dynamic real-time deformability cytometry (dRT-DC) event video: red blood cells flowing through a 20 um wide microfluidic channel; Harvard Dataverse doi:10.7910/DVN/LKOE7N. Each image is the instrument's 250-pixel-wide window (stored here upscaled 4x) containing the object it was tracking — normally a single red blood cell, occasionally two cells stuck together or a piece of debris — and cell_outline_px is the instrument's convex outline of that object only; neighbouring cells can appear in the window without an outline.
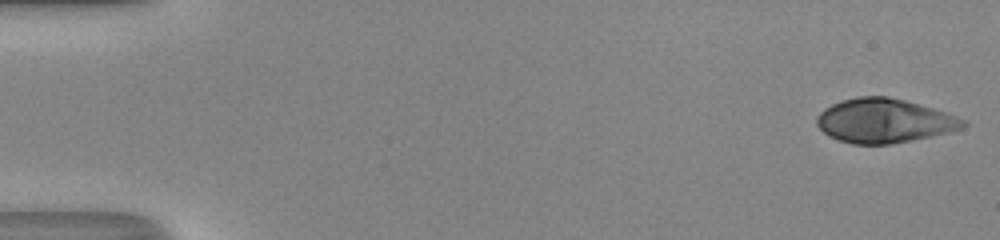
{"species": "human", "species_latin": "Homo sapiens", "temperature_condition": "room temperature", "stored_images_in_passage": 42, "camera_frame_rate_fps": 3000, "um_per_image_px": 0.085, "donor": {"sex": "male"}, "frame": {"image": 1, "passage_image": 1, "time_ms": 0.0, "image_size_px": [1000, 240], "cell_outline_px": [[968, 124], [964, 128], [932, 136], [892, 144], [852, 144], [828, 136], [816, 124], [816, 116], [824, 108], [840, 100], [856, 96], [888, 96], [904, 100], [932, 108], [944, 112], [964, 120]], "centroid_in_image_um": [75.12, 10.26], "position_along_channel_um": 9.9, "area_um2": 37.57}}
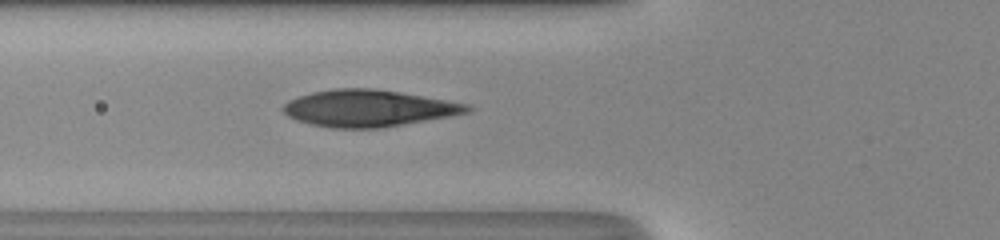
{"frame": {"image": 2, "passage_image": 19, "time_ms": 6.0, "image_size_px": [1000, 240], "cell_outline_px": [[472, 112], [452, 116], [384, 128], [332, 128], [312, 124], [296, 120], [288, 116], [280, 108], [288, 100], [296, 96], [312, 92], [332, 88], [376, 88], [472, 104]], "centroid_in_image_um": [31.35, 9.2], "position_along_channel_um": 94.4, "area_um2": 40.0}}
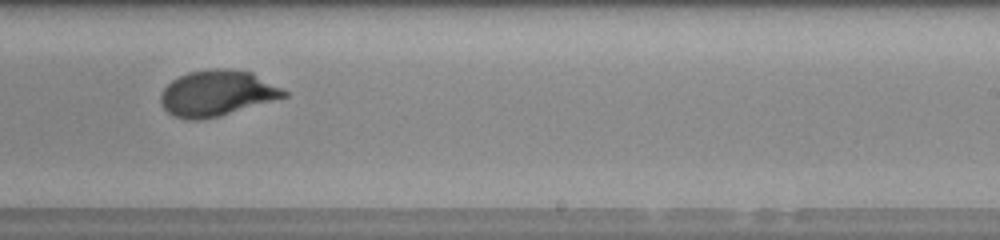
{"frame": {"image": 3, "passage_image": 32, "time_ms": 10.333, "image_size_px": [1000, 240], "cell_outline_px": [[288, 96], [220, 116], [200, 120], [188, 120], [172, 116], [160, 104], [160, 92], [172, 80], [188, 72], [212, 68], [224, 68], [252, 72], [288, 92]], "centroid_in_image_um": [18.41, 7.93], "position_along_channel_um": 270.6, "area_um2": 32.95}}